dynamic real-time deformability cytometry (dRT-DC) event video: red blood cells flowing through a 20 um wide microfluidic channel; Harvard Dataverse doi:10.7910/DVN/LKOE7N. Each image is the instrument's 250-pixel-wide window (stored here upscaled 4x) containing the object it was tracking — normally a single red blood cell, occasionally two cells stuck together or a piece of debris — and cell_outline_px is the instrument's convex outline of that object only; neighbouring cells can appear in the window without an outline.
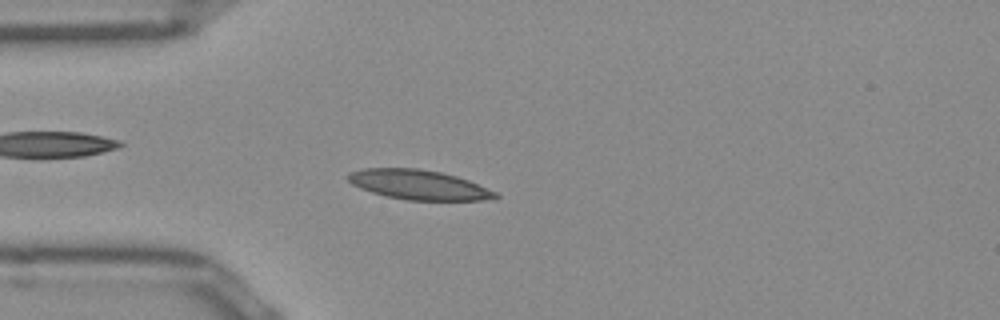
{"species": "Egyptian fruit bat (a non-hibernating species)", "species_latin": "Rousettus aegyptiacus", "temperature_condition": "room temperature", "stored_images_in_passage": 43, "camera_frame_rate_fps": 3000, "um_per_image_px": 0.085, "frame": {"image": 1, "passage_image": 6, "time_ms": 1.667, "image_size_px": [1000, 320], "cell_outline_px": [[500, 196], [480, 200], [408, 200], [384, 196], [360, 188], [352, 184], [344, 176], [348, 172], [364, 168], [416, 168], [440, 172], [456, 176], [468, 180], [496, 192]], "centroid_in_image_um": [35.51, 15.69], "position_along_channel_um": 49.5, "area_um2": 25.37}}
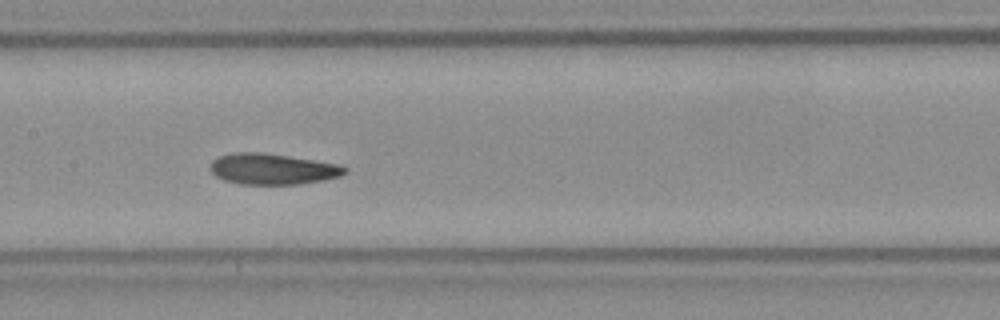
{"frame": {"image": 2, "passage_image": 17, "time_ms": 5.333, "image_size_px": [1000, 320], "cell_outline_px": [[348, 172], [340, 176], [324, 180], [300, 184], [240, 184], [224, 180], [216, 176], [212, 172], [212, 160], [220, 156], [236, 152], [264, 152], [340, 164], [348, 168]], "centroid_in_image_um": [23.22, 14.36], "position_along_channel_um": 184.2, "area_um2": 24.28}}
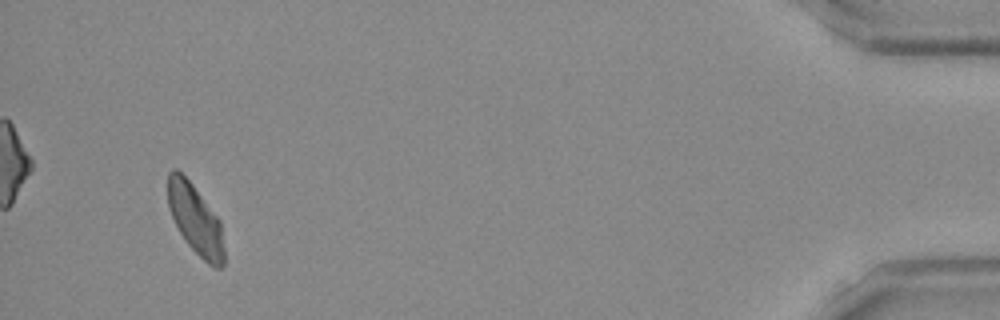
{"frame": {"image": 3, "passage_image": 41, "time_ms": 13.333, "image_size_px": [1000, 320], "cell_outline_px": [[224, 264], [220, 268], [216, 268], [208, 264], [188, 244], [180, 232], [168, 208], [168, 172], [172, 168], [176, 168], [192, 184], [220, 220], [224, 248]], "centroid_in_image_um": [16.61, 18.65], "position_along_channel_um": 418.6, "area_um2": 22.6}, "authors_computed_cell_mechanics": {"area_um2": 24.1026, "velocity_mm_per_s": 3.9234, "shape_relaxation_time_tau1_ms": 4.6301, "shape_relaxation_time_tau2_ms": 2.6719, "deformation_change_tau1": 0.1245, "deformation_change_tau2": 0.0747}}